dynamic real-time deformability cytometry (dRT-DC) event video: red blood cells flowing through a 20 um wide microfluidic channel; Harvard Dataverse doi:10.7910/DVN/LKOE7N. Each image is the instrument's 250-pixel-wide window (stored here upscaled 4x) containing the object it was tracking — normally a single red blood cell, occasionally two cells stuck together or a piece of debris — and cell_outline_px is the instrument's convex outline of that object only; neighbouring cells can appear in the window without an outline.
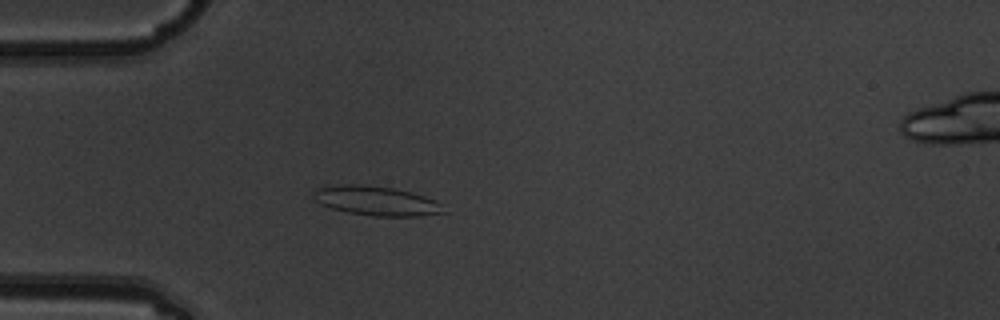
{"species": "common noctule bat (a hibernating species)", "species_latin": "Nyctalus noctula", "temperature_condition": "warm", "stored_images_in_passage": 5, "camera_frame_rate_fps": 3000, "um_per_image_px": 0.085, "animal": {"sex": "male", "body_mass_g": 19.5, "forearm_length_mm": 54.6}, "frame": {"image": 1, "passage_image": 5, "time_ms": 1.333, "image_size_px": [1000, 320], "cell_outline_px": [[444, 212], [420, 216], [372, 216], [348, 212], [332, 208], [320, 204], [312, 196], [316, 188], [344, 184], [360, 184], [392, 188], [412, 192], [436, 200], [444, 204]], "centroid_in_image_um": [32.01, 17.07], "position_along_channel_um": 53.0, "area_um2": 22.25}}